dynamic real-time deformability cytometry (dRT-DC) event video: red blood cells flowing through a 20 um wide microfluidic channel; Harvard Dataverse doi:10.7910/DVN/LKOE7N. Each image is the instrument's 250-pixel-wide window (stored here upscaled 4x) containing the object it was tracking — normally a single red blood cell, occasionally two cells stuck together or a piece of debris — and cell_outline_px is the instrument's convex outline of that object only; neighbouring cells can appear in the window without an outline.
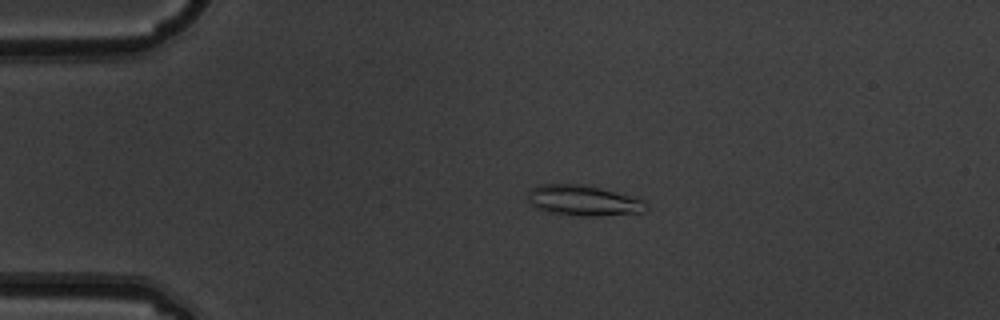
{"species": "common noctule bat (a hibernating species)", "species_latin": "Nyctalus noctula", "temperature_condition": "warm", "stored_images_in_passage": 2, "camera_frame_rate_fps": 3000, "um_per_image_px": 0.085, "animal": {"sex": "male", "body_mass_g": 19.5, "forearm_length_mm": 54.6}, "frame": {"image": 1, "passage_image": 1, "time_ms": 0.0, "image_size_px": [1000, 320], "cell_outline_px": [[648, 208], [644, 212], [596, 216], [584, 216], [548, 212], [536, 208], [528, 200], [528, 192], [536, 184], [584, 184], [600, 188], [644, 200], [648, 204]], "centroid_in_image_um": [49.57, 17.04], "position_along_channel_um": 35.4, "area_um2": 20.98}}